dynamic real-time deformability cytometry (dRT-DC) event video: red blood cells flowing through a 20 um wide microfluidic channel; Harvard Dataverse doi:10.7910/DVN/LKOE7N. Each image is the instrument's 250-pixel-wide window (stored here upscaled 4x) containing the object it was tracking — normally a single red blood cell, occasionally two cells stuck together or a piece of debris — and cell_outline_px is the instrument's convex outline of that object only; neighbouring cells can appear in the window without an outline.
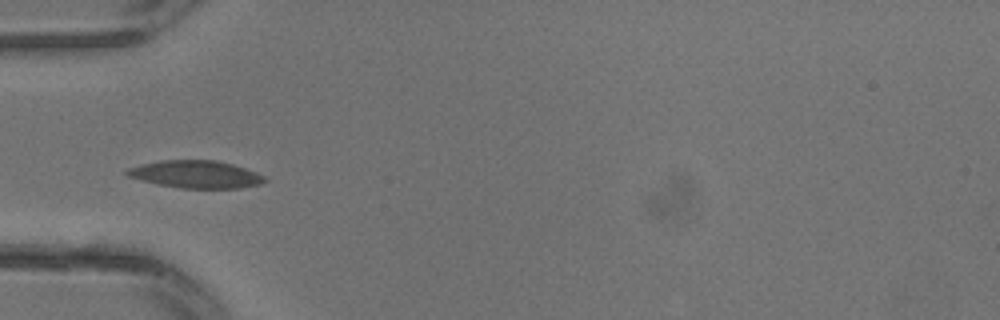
{"species": "common noctule bat (a hibernating species)", "species_latin": "Nyctalus noctula", "temperature_condition": "warm", "stored_images_in_passage": 19, "camera_frame_rate_fps": 3000, "um_per_image_px": 0.085, "animal": {"sex": "male", "body_mass_g": 13.3}, "frame": {"image": 1, "passage_image": 3, "time_ms": 0.667, "image_size_px": [1000, 320], "cell_outline_px": [[268, 180], [260, 184], [240, 188], [180, 188], [156, 184], [128, 176], [124, 172], [128, 168], [140, 164], [160, 160], [216, 160], [232, 164], [256, 172], [264, 176]], "centroid_in_image_um": [16.63, 14.81], "position_along_channel_um": 68.4, "area_um2": 22.08}}
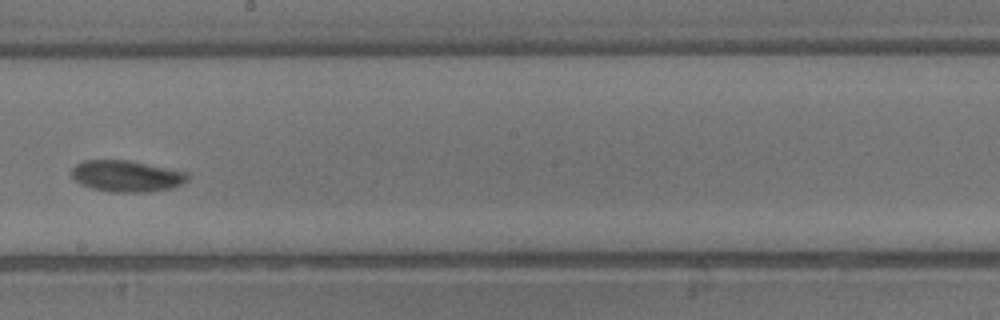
{"frame": {"image": 2, "passage_image": 11, "time_ms": 3.333, "image_size_px": [1000, 320], "cell_outline_px": [[188, 180], [172, 188], [148, 192], [112, 192], [92, 188], [80, 184], [72, 176], [72, 168], [76, 164], [84, 160], [128, 160], [188, 172]], "centroid_in_image_um": [10.76, 14.97], "position_along_channel_um": 237.4, "area_um2": 21.15}}
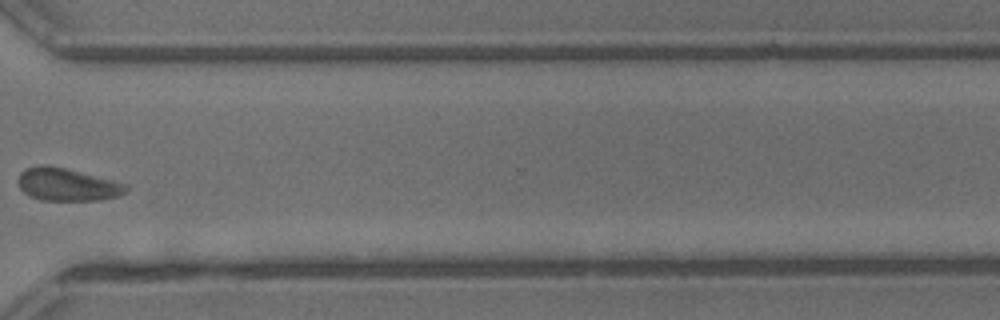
{"frame": {"image": 3, "passage_image": 17, "time_ms": 5.333, "image_size_px": [1000, 320], "cell_outline_px": [[128, 188], [120, 196], [100, 200], [40, 200], [24, 192], [20, 188], [16, 180], [20, 172], [24, 168], [44, 164], [64, 168], [128, 184]], "centroid_in_image_um": [5.68, 15.68], "position_along_channel_um": 364.9, "area_um2": 20.52}}